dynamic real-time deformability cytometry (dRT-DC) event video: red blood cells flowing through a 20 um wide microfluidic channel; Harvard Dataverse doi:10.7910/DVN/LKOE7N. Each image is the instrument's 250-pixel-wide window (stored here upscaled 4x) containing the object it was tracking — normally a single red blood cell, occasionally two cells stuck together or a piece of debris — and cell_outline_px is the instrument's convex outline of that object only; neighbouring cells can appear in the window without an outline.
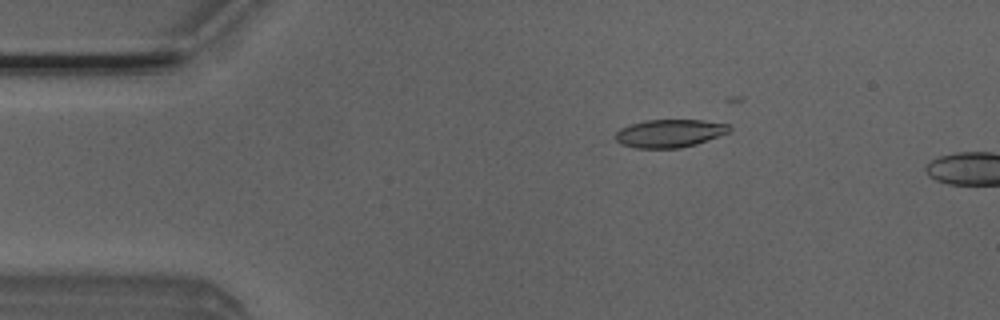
{"species": "Egyptian fruit bat (a non-hibernating species)", "species_latin": "Rousettus aegyptiacus", "temperature_condition": "room temperature", "stored_images_in_passage": 7, "camera_frame_rate_fps": 3000, "um_per_image_px": 0.085, "animal": {"sex": "male"}, "frame": {"image": 1, "passage_image": 4, "time_ms": 1.0, "image_size_px": [1000, 320], "cell_outline_px": [[732, 128], [728, 132], [696, 144], [680, 148], [636, 148], [620, 144], [616, 140], [616, 132], [620, 128], [628, 124], [644, 120], [700, 120], [728, 124]], "centroid_in_image_um": [56.87, 11.33], "position_along_channel_um": 28.1, "area_um2": 18.55}}